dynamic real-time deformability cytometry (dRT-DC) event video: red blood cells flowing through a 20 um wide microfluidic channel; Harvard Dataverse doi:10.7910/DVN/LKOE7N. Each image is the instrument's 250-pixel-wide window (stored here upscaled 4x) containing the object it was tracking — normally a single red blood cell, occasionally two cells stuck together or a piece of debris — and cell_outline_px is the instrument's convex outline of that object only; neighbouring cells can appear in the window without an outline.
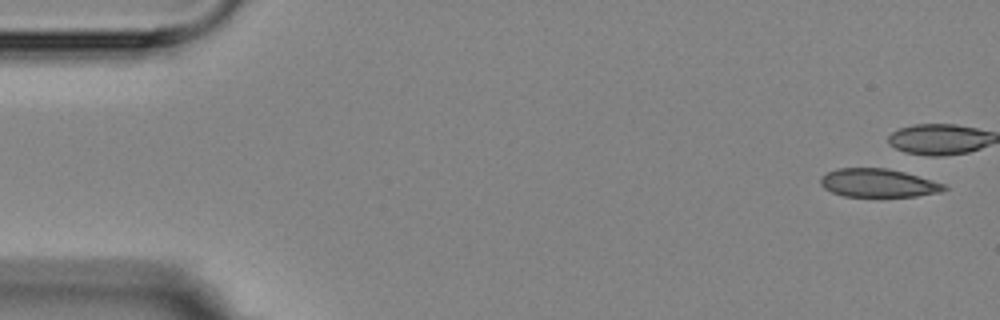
{"species": "Egyptian fruit bat (a non-hibernating species)", "species_latin": "Rousettus aegyptiacus", "temperature_condition": "room temperature", "stored_images_in_passage": 9, "camera_frame_rate_fps": 3000, "um_per_image_px": 0.085, "animal": {"sex": "female"}, "frame": {"image": 1, "passage_image": 1, "time_ms": 0.0, "image_size_px": [1000, 320], "cell_outline_px": [[948, 188], [940, 192], [916, 196], [844, 196], [832, 192], [824, 188], [820, 184], [820, 176], [836, 168], [888, 168], [904, 172], [944, 184]], "centroid_in_image_um": [74.61, 15.55], "position_along_channel_um": 10.4, "area_um2": 20.29}}
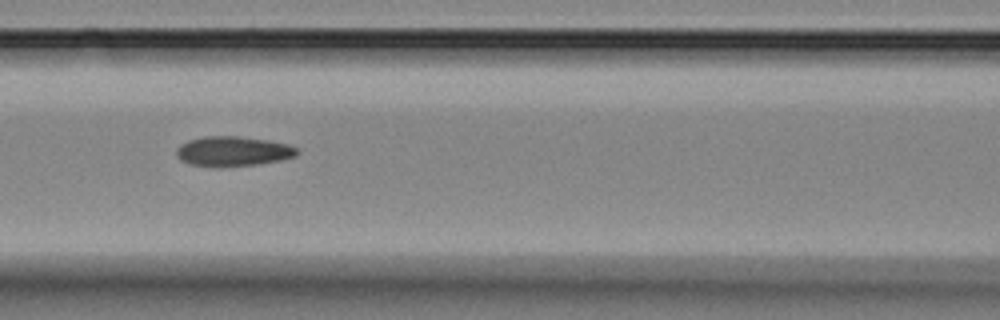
{"frame": {"image": 2, "passage_image": 8, "time_ms": 8.0, "image_size_px": [1000, 320], "cell_outline_px": [[300, 152], [296, 156], [280, 160], [256, 164], [216, 168], [188, 164], [180, 160], [176, 156], [176, 148], [180, 144], [188, 140], [204, 136], [240, 136], [268, 140], [288, 144], [296, 148]], "centroid_in_image_um": [19.76, 12.87], "position_along_channel_um": 146.8, "area_um2": 21.33}}
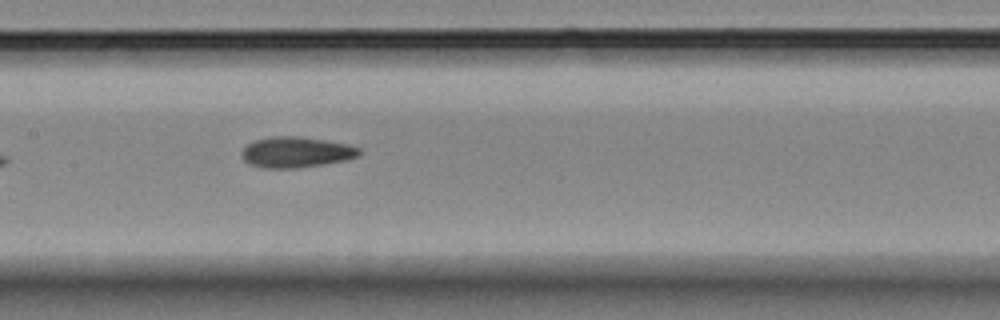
{"frame": {"image": 3, "passage_image": 9, "time_ms": 9.0, "image_size_px": [1000, 320], "cell_outline_px": [[360, 156], [348, 160], [296, 168], [264, 168], [248, 164], [244, 160], [240, 152], [252, 140], [272, 136], [300, 136], [348, 144], [360, 148]], "centroid_in_image_um": [25.16, 12.93], "position_along_channel_um": 182.2, "area_um2": 21.21}}